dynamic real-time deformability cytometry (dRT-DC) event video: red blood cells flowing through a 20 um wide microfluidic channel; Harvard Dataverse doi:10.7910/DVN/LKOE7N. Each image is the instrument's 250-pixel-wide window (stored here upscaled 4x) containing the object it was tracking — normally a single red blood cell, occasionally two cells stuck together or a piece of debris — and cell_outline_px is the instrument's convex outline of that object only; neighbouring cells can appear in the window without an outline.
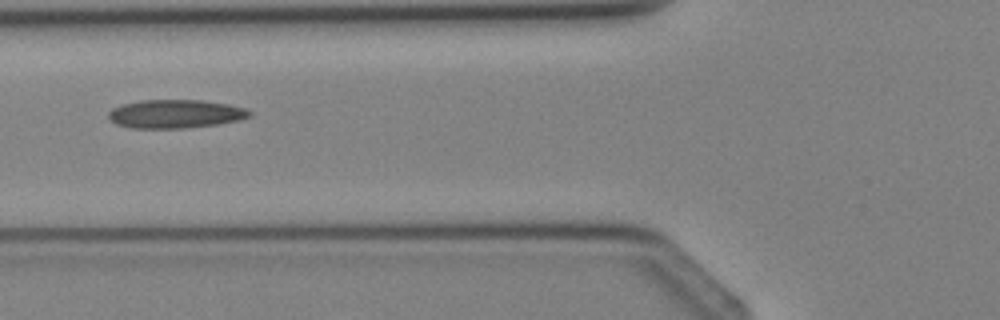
{"species": "Egyptian fruit bat (a non-hibernating species)", "species_latin": "Rousettus aegyptiacus", "temperature_condition": "cold", "stored_images_in_passage": 5, "camera_frame_rate_fps": 3000, "um_per_image_px": 0.085, "animal": {"sex": "female"}, "frame": {"image": 1, "passage_image": 5, "time_ms": 5.667, "image_size_px": [1000, 320], "cell_outline_px": [[252, 116], [240, 120], [216, 124], [184, 128], [132, 128], [116, 124], [108, 116], [108, 112], [112, 108], [120, 104], [140, 100], [200, 100], [228, 104], [244, 108], [252, 112]], "centroid_in_image_um": [14.89, 9.67], "position_along_channel_um": 110.9, "area_um2": 23.47}}